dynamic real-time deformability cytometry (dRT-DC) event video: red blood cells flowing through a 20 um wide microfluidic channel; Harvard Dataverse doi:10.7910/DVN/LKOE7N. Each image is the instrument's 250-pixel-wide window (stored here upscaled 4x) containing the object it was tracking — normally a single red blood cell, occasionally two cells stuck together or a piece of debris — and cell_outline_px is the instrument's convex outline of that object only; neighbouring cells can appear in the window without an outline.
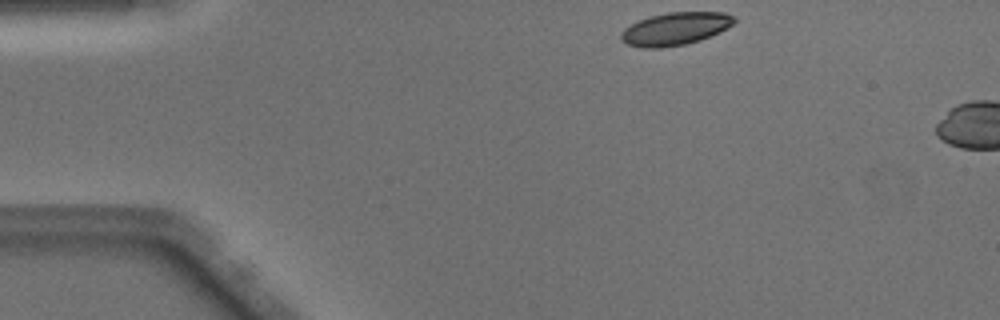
{"species": "Egyptian fruit bat (a non-hibernating species)", "species_latin": "Rousettus aegyptiacus", "temperature_condition": "warm", "stored_images_in_passage": 4, "camera_frame_rate_fps": 3000, "um_per_image_px": 0.085, "animal": {"sex": "male"}, "frame": {"image": 1, "passage_image": 1, "time_ms": 0.0, "image_size_px": [1000, 320], "cell_outline_px": [[736, 20], [728, 28], [700, 40], [684, 44], [660, 48], [644, 48], [628, 44], [620, 40], [620, 32], [624, 28], [640, 20], [652, 16], [668, 12], [724, 12], [736, 16]], "centroid_in_image_um": [57.41, 2.44], "position_along_channel_um": 27.6, "area_um2": 21.5}}